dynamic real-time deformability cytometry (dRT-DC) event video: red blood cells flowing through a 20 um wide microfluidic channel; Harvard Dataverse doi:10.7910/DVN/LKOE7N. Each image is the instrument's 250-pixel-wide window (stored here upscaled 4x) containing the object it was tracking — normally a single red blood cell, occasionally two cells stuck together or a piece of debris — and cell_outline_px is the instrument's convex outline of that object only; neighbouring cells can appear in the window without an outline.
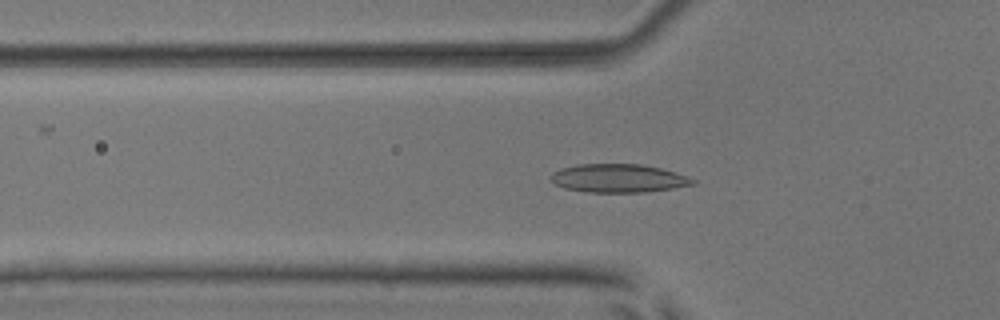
{"species": "common noctule bat (a hibernating species)", "species_latin": "Nyctalus noctula", "temperature_condition": "room temperature", "stored_images_in_passage": 48, "camera_frame_rate_fps": 3000, "um_per_image_px": 0.085, "animal": {"sex": "male", "body_mass_g": 17.9, "forearm_length_mm": 54.2}, "frame": {"image": 1, "passage_image": 13, "time_ms": 4.0, "image_size_px": [1000, 320], "cell_outline_px": [[696, 184], [648, 192], [588, 192], [564, 188], [556, 184], [548, 176], [552, 172], [560, 168], [576, 164], [640, 164], [660, 168], [676, 172], [696, 180]], "centroid_in_image_um": [52.55, 15.15], "position_along_channel_um": 73.3, "area_um2": 23.58}}
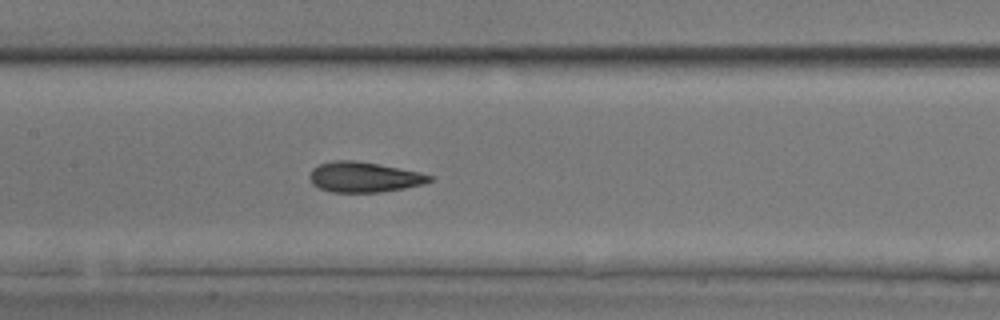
{"frame": {"image": 2, "passage_image": 21, "time_ms": 6.667, "image_size_px": [1000, 320], "cell_outline_px": [[432, 180], [424, 184], [404, 188], [380, 192], [332, 192], [320, 188], [312, 184], [308, 176], [312, 168], [320, 164], [332, 160], [356, 160], [380, 164], [420, 172], [432, 176]], "centroid_in_image_um": [30.92, 15.04], "position_along_channel_um": 176.5, "area_um2": 21.27}}
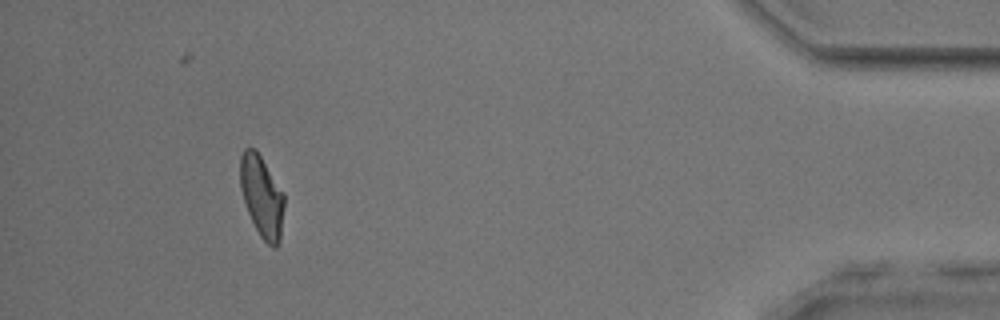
{"frame": {"image": 3, "passage_image": 44, "time_ms": 14.333, "image_size_px": [1000, 320], "cell_outline_px": [[284, 204], [280, 240], [276, 248], [272, 248], [260, 236], [248, 212], [240, 188], [240, 156], [244, 148], [256, 148], [284, 192]], "centroid_in_image_um": [22.26, 16.67], "position_along_channel_um": 412.9, "area_um2": 20.98}, "authors_computed_cell_mechanics": {"area_um2": 21.2993, "velocity_mm_per_s": 3.8671, "shape_relaxation_time_tau1_ms": 4.4273, "shape_relaxation_time_tau2_ms": 1.2714, "deformation_change_tau1": 0.1404, "deformation_change_tau2": 0.0685}}